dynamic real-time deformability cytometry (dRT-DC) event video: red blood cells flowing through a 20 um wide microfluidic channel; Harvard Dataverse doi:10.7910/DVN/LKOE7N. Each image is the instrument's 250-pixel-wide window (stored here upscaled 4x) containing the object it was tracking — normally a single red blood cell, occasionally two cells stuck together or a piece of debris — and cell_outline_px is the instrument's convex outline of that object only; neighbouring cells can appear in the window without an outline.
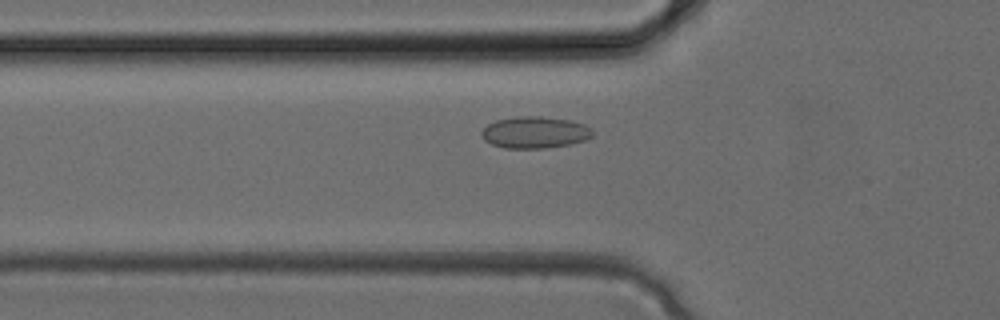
{"species": "common noctule bat (a hibernating species)", "species_latin": "Nyctalus noctula", "temperature_condition": "cold", "stored_images_in_passage": 30, "camera_frame_rate_fps": 3000, "um_per_image_px": 0.085, "animal": {"sex": "female", "body_mass_g": 24.6, "forearm_length_mm": 56.2}, "frame": {"image": 1, "passage_image": 7, "time_ms": 2.0, "image_size_px": [1000, 320], "cell_outline_px": [[592, 136], [584, 140], [572, 144], [548, 148], [504, 148], [492, 144], [484, 140], [480, 132], [488, 124], [496, 120], [516, 116], [540, 116], [568, 120], [584, 124], [592, 128]], "centroid_in_image_um": [45.45, 11.25], "position_along_channel_um": 80.3, "area_um2": 20.58}}
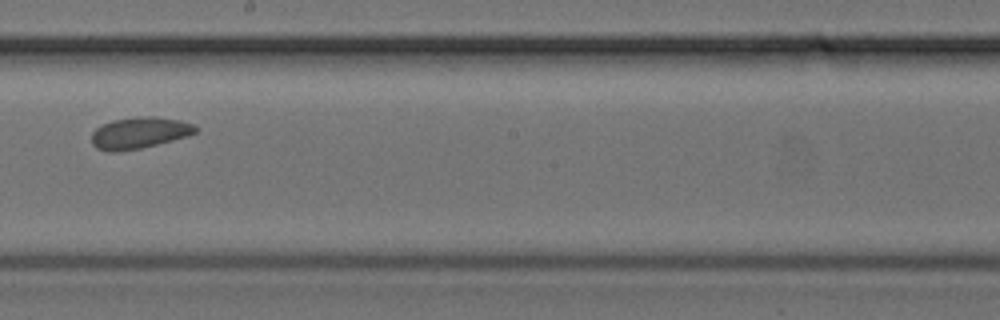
{"frame": {"image": 2, "passage_image": 15, "time_ms": 4.667, "image_size_px": [1000, 320], "cell_outline_px": [[196, 132], [172, 140], [140, 148], [120, 152], [108, 152], [96, 148], [92, 144], [92, 132], [96, 128], [112, 120], [140, 116], [156, 116], [180, 120], [192, 124], [196, 128]], "centroid_in_image_um": [11.79, 11.29], "position_along_channel_um": 236.4, "area_um2": 18.9}}
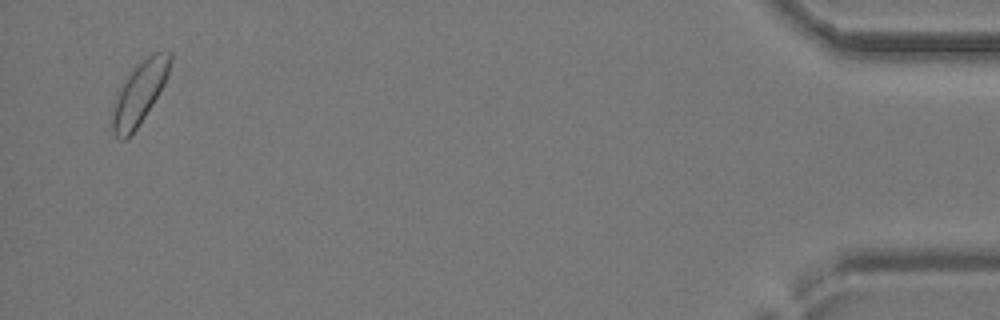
{"frame": {"image": 3, "passage_image": 29, "time_ms": 9.333, "image_size_px": [1000, 320], "cell_outline_px": [[172, 60], [168, 76], [164, 84], [152, 104], [136, 128], [124, 140], [120, 140], [116, 136], [112, 128], [112, 112], [116, 92], [120, 84], [132, 68], [140, 60], [152, 52], [172, 52]], "centroid_in_image_um": [11.84, 7.83], "position_along_channel_um": 423.4, "area_um2": 21.15}}